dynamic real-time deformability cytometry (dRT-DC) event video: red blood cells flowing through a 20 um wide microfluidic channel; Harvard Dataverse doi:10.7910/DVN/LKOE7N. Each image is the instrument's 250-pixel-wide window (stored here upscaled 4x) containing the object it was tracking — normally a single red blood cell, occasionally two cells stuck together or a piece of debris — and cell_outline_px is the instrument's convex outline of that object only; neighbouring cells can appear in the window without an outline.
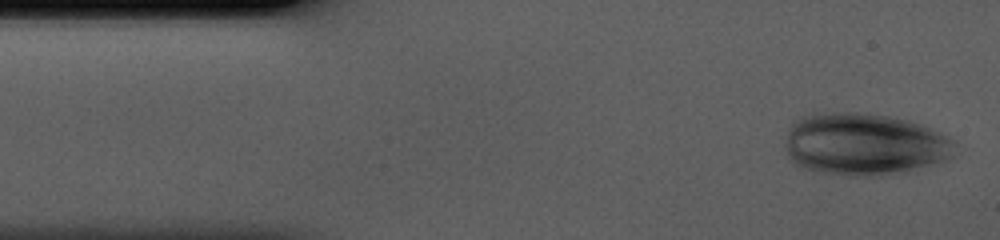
{"species": "human", "species_latin": "Homo sapiens", "temperature_condition": "cold", "stored_images_in_passage": 41, "camera_frame_rate_fps": 3000, "um_per_image_px": 0.085, "donor": {"sex": "male"}, "frame": {"image": 1, "passage_image": 1, "time_ms": 0.0, "image_size_px": [1000, 240], "cell_outline_px": [[952, 156], [944, 160], [904, 172], [888, 176], [844, 176], [820, 172], [804, 168], [796, 164], [788, 156], [784, 144], [792, 120], [800, 116], [812, 112], [856, 112], [888, 116], [908, 120], [920, 124], [948, 136], [952, 140]], "centroid_in_image_um": [73.38, 12.25], "position_along_channel_um": 11.6, "area_um2": 61.96}}
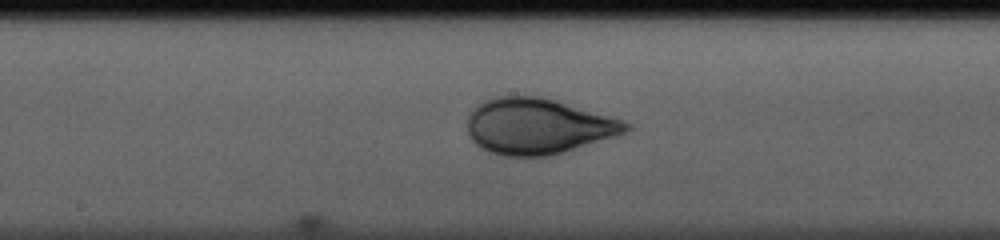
{"frame": {"image": 2, "passage_image": 20, "time_ms": 6.333, "image_size_px": [1000, 240], "cell_outline_px": [[632, 128], [616, 136], [564, 152], [548, 156], [500, 156], [488, 152], [480, 148], [468, 136], [468, 116], [484, 100], [496, 96], [540, 96], [608, 116], [632, 124]], "centroid_in_image_um": [45.69, 10.75], "position_along_channel_um": 202.5, "area_um2": 51.21}}
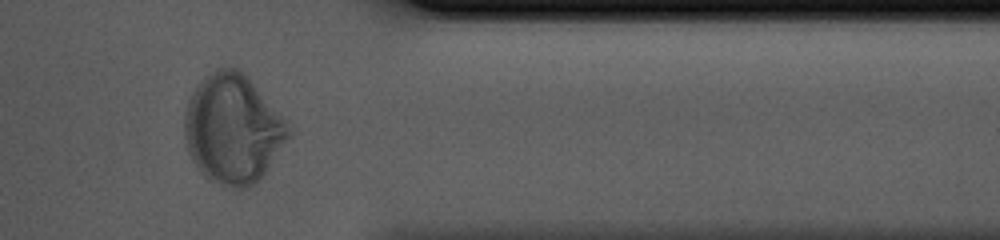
{"frame": {"image": 3, "passage_image": 34, "time_ms": 11.0, "image_size_px": [1000, 240], "cell_outline_px": [[292, 132], [260, 180], [248, 188], [236, 188], [208, 180], [196, 168], [188, 152], [184, 136], [184, 116], [192, 92], [200, 80], [204, 76], [216, 68], [236, 68], [244, 72], [248, 76], [292, 128]], "centroid_in_image_um": [19.78, 10.96], "position_along_channel_um": 391.6, "area_um2": 66.12}}